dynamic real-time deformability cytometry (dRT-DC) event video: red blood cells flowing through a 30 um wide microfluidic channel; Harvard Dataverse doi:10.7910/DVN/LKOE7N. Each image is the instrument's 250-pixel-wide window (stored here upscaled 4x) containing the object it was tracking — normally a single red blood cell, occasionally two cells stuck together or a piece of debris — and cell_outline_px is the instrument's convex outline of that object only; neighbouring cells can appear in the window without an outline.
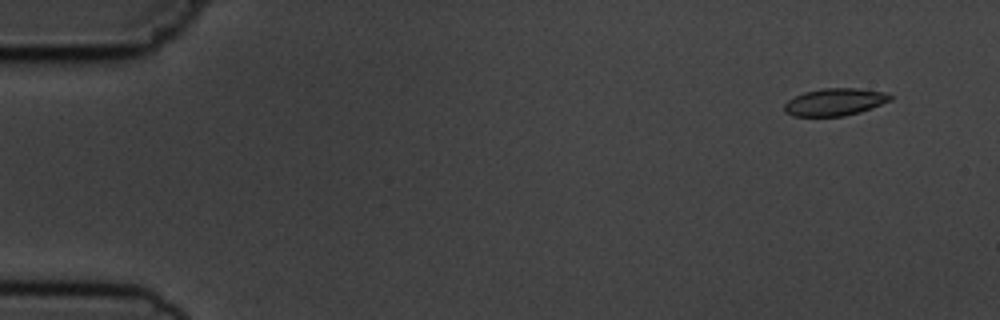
{"species": "common noctule bat (a hibernating species)", "species_latin": "Nyctalus noctula", "temperature_condition": "cold", "stored_images_in_passage": 10, "camera_frame_rate_fps": 3000, "um_per_image_px": 0.085, "animal": {"sex": "male", "body_mass_g": 19.5, "forearm_length_mm": 54.6}, "frame": {"image": 1, "passage_image": 1, "time_ms": 0.0, "image_size_px": [1000, 320], "cell_outline_px": [[892, 100], [872, 108], [860, 112], [844, 116], [792, 116], [784, 112], [784, 104], [788, 100], [804, 92], [824, 88], [860, 88], [884, 92], [892, 96]], "centroid_in_image_um": [70.97, 8.67], "position_along_channel_um": 14.0, "area_um2": 16.94}}
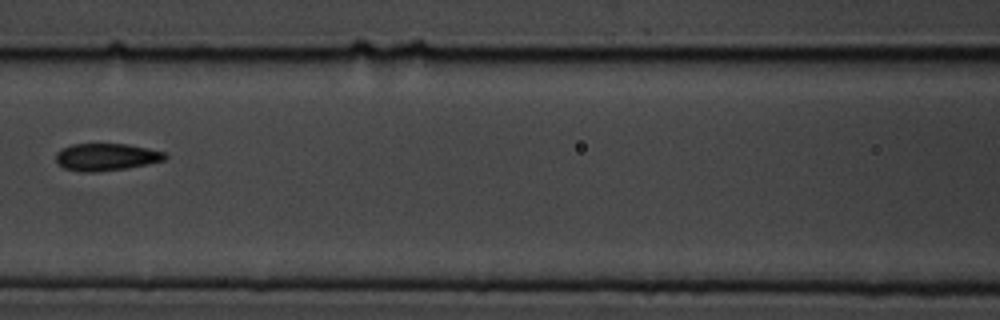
{"frame": {"image": 2, "passage_image": 6, "time_ms": 7.0, "image_size_px": [1000, 320], "cell_outline_px": [[168, 156], [164, 160], [148, 164], [128, 168], [96, 172], [80, 172], [64, 168], [56, 164], [56, 152], [60, 148], [72, 144], [128, 144], [148, 148], [164, 152]], "centroid_in_image_um": [8.99, 13.35], "position_along_channel_um": 157.6, "area_um2": 17.57}}
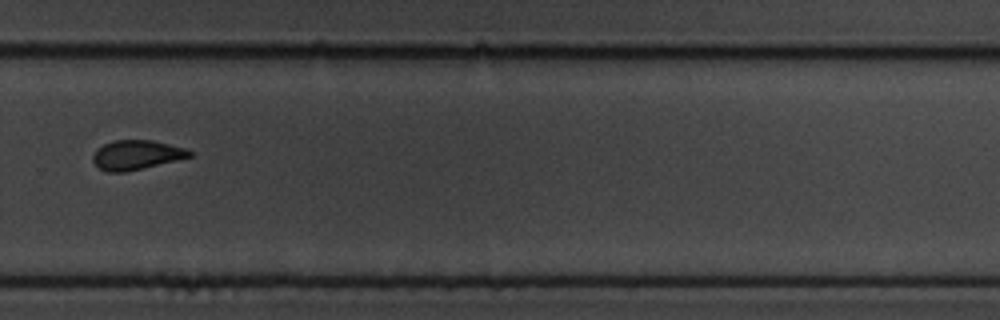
{"frame": {"image": 3, "passage_image": 10, "time_ms": 11.333, "image_size_px": [1000, 320], "cell_outline_px": [[192, 156], [124, 172], [108, 172], [100, 168], [92, 160], [92, 156], [96, 148], [104, 144], [116, 140], [152, 140], [184, 148], [192, 152]], "centroid_in_image_um": [11.55, 13.16], "position_along_channel_um": 318.3, "area_um2": 16.24}}